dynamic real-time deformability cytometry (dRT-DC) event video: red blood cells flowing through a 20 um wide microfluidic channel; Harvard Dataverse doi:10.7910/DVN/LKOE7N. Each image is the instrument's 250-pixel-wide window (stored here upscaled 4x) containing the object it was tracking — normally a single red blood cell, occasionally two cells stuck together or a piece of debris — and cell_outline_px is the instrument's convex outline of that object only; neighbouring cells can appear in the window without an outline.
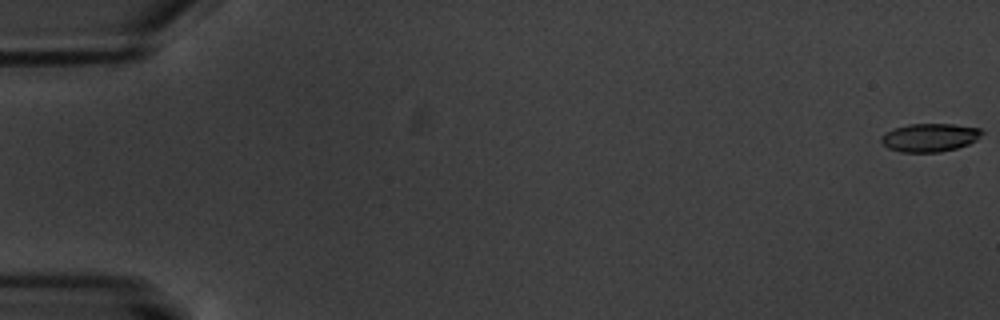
{"species": "common noctule bat (a hibernating species)", "species_latin": "Nyctalus noctula", "temperature_condition": "warm", "stored_images_in_passage": 2, "segment_of_instrument_passage": [2, 2], "camera_frame_rate_fps": 3000, "um_per_image_px": 0.085, "animal": {"sex": "male", "body_mass_g": 20.1, "forearm_length_mm": 53.5}, "frame": {"image": 1, "passage_image": 2, "time_ms": 2.0, "image_size_px": [1000, 320], "cell_outline_px": [[984, 132], [976, 140], [968, 144], [956, 148], [940, 152], [900, 152], [888, 148], [880, 140], [880, 136], [884, 132], [892, 128], [908, 124], [952, 124], [980, 128]], "centroid_in_image_um": [78.99, 11.68], "position_along_channel_um": 6.0, "area_um2": 16.7}}